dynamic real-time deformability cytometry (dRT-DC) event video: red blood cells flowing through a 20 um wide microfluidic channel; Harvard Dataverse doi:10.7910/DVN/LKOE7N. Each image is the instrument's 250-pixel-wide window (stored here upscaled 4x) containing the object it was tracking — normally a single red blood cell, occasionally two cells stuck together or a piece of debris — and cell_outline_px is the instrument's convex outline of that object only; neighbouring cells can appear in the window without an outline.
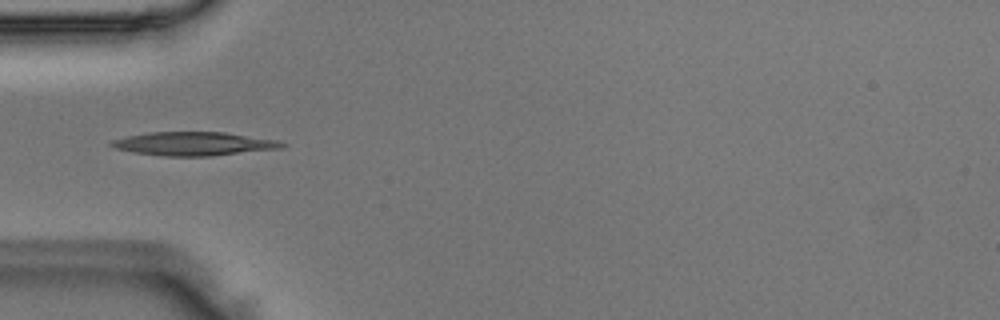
{"species": "Egyptian fruit bat (a non-hibernating species)", "species_latin": "Rousettus aegyptiacus", "temperature_condition": "room temperature", "stored_images_in_passage": 6, "camera_frame_rate_fps": 3000, "um_per_image_px": 0.085, "animal": {"sex": "male"}, "frame": {"image": 1, "passage_image": 4, "time_ms": 1.0, "image_size_px": [1000, 320], "cell_outline_px": [[288, 144], [284, 148], [212, 156], [164, 156], [132, 152], [116, 148], [108, 144], [112, 140], [128, 136], [148, 132], [224, 132], [280, 140]], "centroid_in_image_um": [16.54, 12.22], "position_along_channel_um": 68.5, "area_um2": 23.64}}